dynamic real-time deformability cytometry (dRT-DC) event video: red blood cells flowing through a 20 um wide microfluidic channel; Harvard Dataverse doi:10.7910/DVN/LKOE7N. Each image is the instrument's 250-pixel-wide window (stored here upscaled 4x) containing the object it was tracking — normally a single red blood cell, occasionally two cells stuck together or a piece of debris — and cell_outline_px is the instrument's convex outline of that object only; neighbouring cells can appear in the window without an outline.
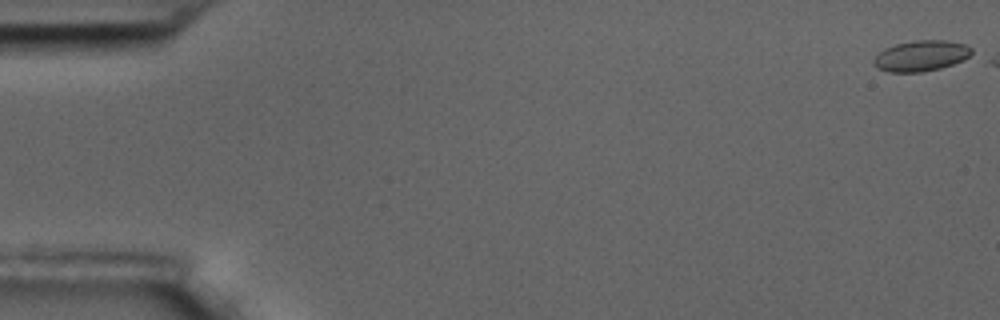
{"species": "common noctule bat (a hibernating species)", "species_latin": "Nyctalus noctula", "temperature_condition": "room temperature", "stored_images_in_passage": 9, "camera_frame_rate_fps": 3000, "um_per_image_px": 0.085, "animal": {"sex": "male", "body_mass_g": 17.5, "forearm_length_mm": 52.3}, "frame": {"image": 1, "passage_image": 1, "time_ms": 0.0, "image_size_px": [1000, 320], "cell_outline_px": [[972, 56], [964, 60], [940, 68], [924, 72], [888, 72], [876, 68], [872, 64], [872, 60], [884, 48], [896, 44], [916, 40], [944, 40], [964, 44], [972, 48]], "centroid_in_image_um": [78.28, 4.75], "position_along_channel_um": 6.7, "area_um2": 17.69}}